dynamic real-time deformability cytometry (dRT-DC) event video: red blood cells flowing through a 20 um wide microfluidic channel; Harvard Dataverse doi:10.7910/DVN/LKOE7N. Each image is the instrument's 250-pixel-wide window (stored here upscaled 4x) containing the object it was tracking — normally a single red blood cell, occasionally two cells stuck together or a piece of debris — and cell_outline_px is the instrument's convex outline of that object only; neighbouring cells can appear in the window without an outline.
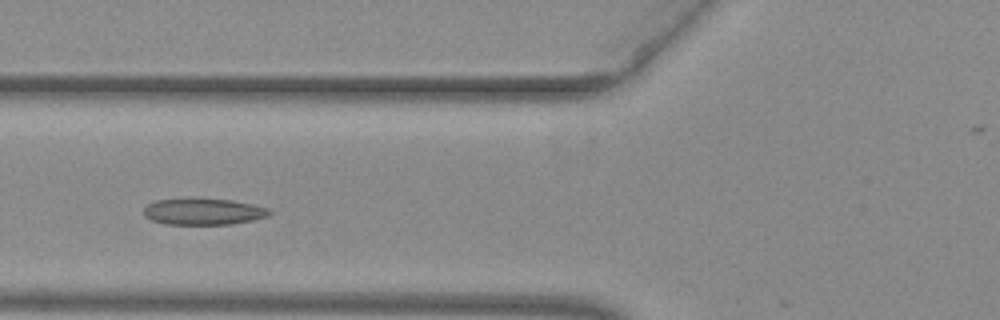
{"species": "common noctule bat (a hibernating species)", "species_latin": "Nyctalus noctula", "temperature_condition": "warm", "stored_images_in_passage": 14, "camera_frame_rate_fps": 3000, "um_per_image_px": 0.085, "animal": {"sex": "female", "body_mass_g": 29.2, "forearm_length_mm": 56.3}, "frame": {"image": 1, "passage_image": 6, "time_ms": 1.667, "image_size_px": [1000, 320], "cell_outline_px": [[272, 212], [268, 216], [252, 220], [232, 224], [164, 224], [152, 220], [144, 216], [144, 208], [148, 204], [156, 200], [232, 200], [252, 204], [264, 208]], "centroid_in_image_um": [17.27, 18.01], "position_along_channel_um": 108.5, "area_um2": 18.73}}
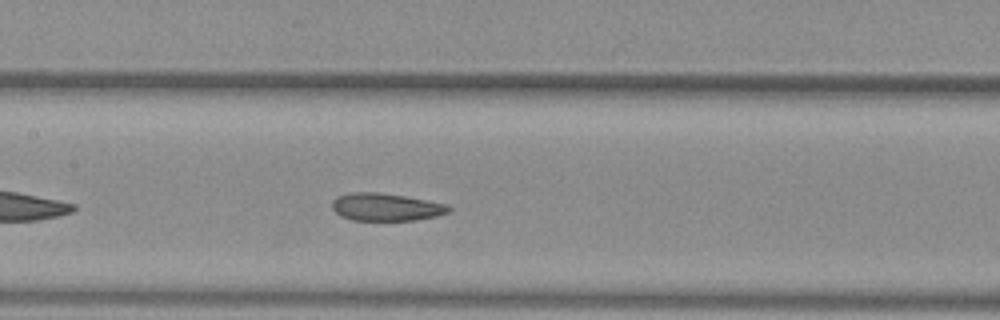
{"frame": {"image": 2, "passage_image": 11, "time_ms": 3.333, "image_size_px": [1000, 320], "cell_outline_px": [[452, 208], [448, 212], [436, 216], [416, 220], [352, 220], [340, 216], [332, 208], [332, 200], [336, 196], [348, 192], [380, 192], [404, 196], [448, 204]], "centroid_in_image_um": [32.78, 17.59], "position_along_channel_um": 174.6, "area_um2": 18.9}}